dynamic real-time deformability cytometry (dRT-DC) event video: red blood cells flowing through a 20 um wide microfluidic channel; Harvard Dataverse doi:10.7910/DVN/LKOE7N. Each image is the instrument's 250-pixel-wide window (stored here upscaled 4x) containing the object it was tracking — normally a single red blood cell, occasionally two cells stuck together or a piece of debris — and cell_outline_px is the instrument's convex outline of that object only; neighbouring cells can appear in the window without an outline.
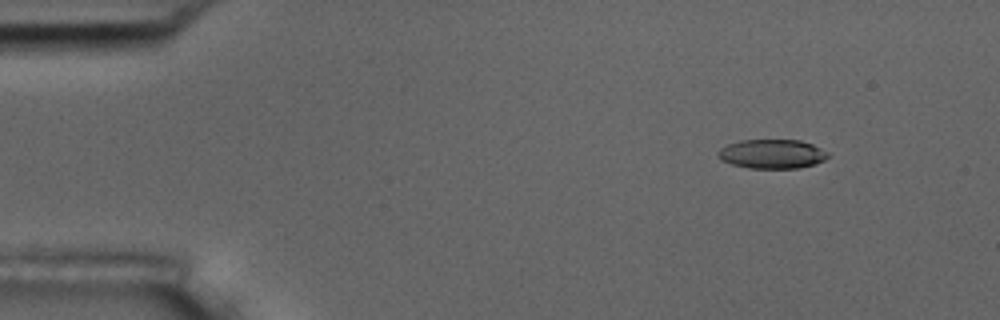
{"species": "common noctule bat (a hibernating species)", "species_latin": "Nyctalus noctula", "temperature_condition": "room temperature", "stored_images_in_passage": 5, "camera_frame_rate_fps": 3000, "um_per_image_px": 0.085, "animal": {"sex": "male", "body_mass_g": 17.5, "forearm_length_mm": 52.3}, "frame": {"image": 1, "passage_image": 2, "time_ms": 1.0, "image_size_px": [1000, 320], "cell_outline_px": [[828, 156], [824, 160], [816, 164], [800, 168], [748, 168], [732, 164], [720, 160], [716, 152], [720, 148], [728, 144], [740, 140], [800, 140], [812, 144], [828, 152]], "centroid_in_image_um": [65.61, 13.09], "position_along_channel_um": 19.4, "area_um2": 18.79}}
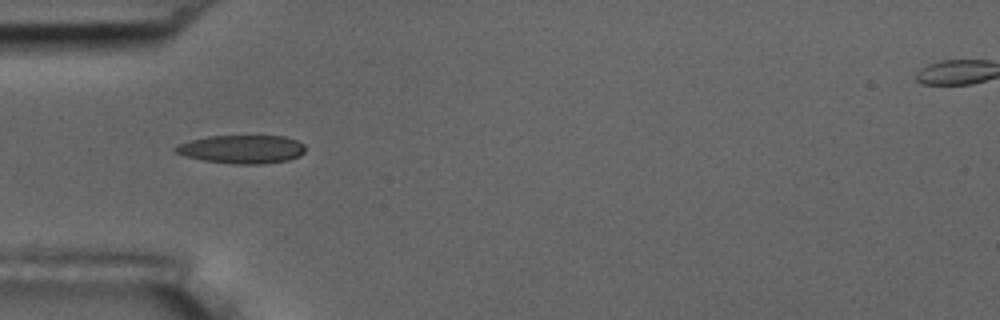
{"frame": {"image": 2, "passage_image": 5, "time_ms": 4.667, "image_size_px": [1000, 320], "cell_outline_px": [[304, 152], [300, 156], [288, 160], [264, 164], [232, 164], [204, 160], [184, 156], [172, 152], [172, 148], [176, 144], [208, 136], [284, 136], [296, 140], [304, 144]], "centroid_in_image_um": [20.52, 12.69], "position_along_channel_um": 64.5, "area_um2": 21.68}}